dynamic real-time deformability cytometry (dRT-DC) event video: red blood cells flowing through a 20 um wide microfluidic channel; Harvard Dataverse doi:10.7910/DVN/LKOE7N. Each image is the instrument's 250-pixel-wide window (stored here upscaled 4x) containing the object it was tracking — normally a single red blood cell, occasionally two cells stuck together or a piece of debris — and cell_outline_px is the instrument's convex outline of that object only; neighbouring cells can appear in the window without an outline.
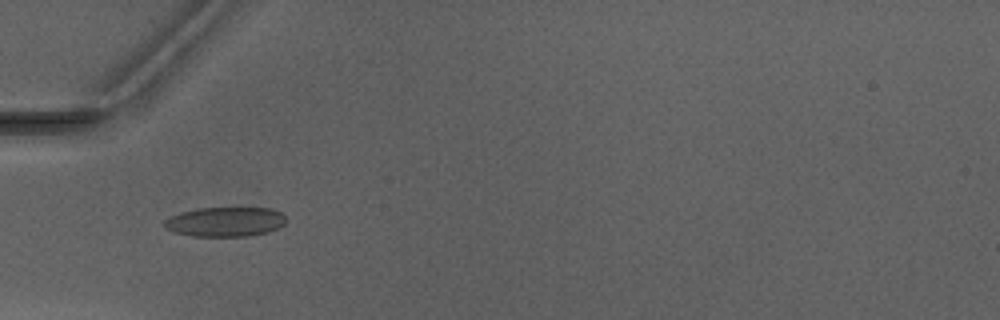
{"species": "Egyptian fruit bat (a non-hibernating species)", "species_latin": "Rousettus aegyptiacus", "temperature_condition": "warm", "stored_images_in_passage": 3, "camera_frame_rate_fps": 3000, "um_per_image_px": 0.085, "animal": {"sex": "male"}, "frame": {"image": 1, "passage_image": 1, "time_ms": 0.0, "image_size_px": [1000, 320], "cell_outline_px": [[284, 224], [280, 228], [268, 232], [248, 236], [192, 236], [172, 232], [164, 228], [160, 224], [164, 220], [172, 216], [196, 208], [272, 208], [280, 212], [284, 216]], "centroid_in_image_um": [19.11, 18.86], "position_along_channel_um": 65.9, "area_um2": 21.1}}
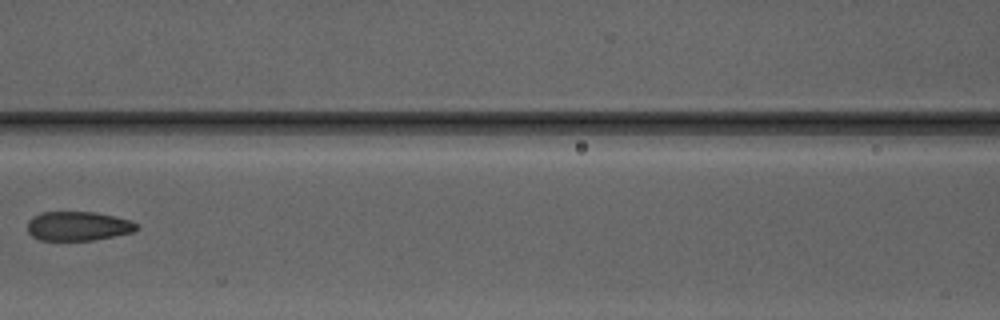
{"frame": {"image": 2, "passage_image": 3, "time_ms": 2.333, "image_size_px": [1000, 320], "cell_outline_px": [[140, 228], [132, 232], [92, 240], [40, 240], [32, 236], [28, 232], [28, 220], [32, 216], [44, 212], [96, 212], [132, 220], [140, 224]], "centroid_in_image_um": [6.66, 19.21], "position_along_channel_um": 159.9, "area_um2": 18.67}}